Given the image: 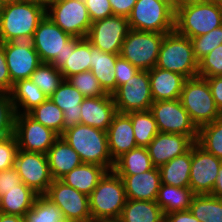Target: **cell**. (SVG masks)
<instances>
[{
  "label": "cell",
  "instance_id": "1",
  "mask_svg": "<svg viewBox=\"0 0 222 222\" xmlns=\"http://www.w3.org/2000/svg\"><path fill=\"white\" fill-rule=\"evenodd\" d=\"M45 15L46 9L36 4L17 0L0 3V42L31 41Z\"/></svg>",
  "mask_w": 222,
  "mask_h": 222
},
{
  "label": "cell",
  "instance_id": "2",
  "mask_svg": "<svg viewBox=\"0 0 222 222\" xmlns=\"http://www.w3.org/2000/svg\"><path fill=\"white\" fill-rule=\"evenodd\" d=\"M61 137L79 154L82 163L113 170L114 161L109 152L106 131L79 123L65 130Z\"/></svg>",
  "mask_w": 222,
  "mask_h": 222
},
{
  "label": "cell",
  "instance_id": "3",
  "mask_svg": "<svg viewBox=\"0 0 222 222\" xmlns=\"http://www.w3.org/2000/svg\"><path fill=\"white\" fill-rule=\"evenodd\" d=\"M126 200L123 180L113 170L107 171L89 195L92 222L120 218Z\"/></svg>",
  "mask_w": 222,
  "mask_h": 222
},
{
  "label": "cell",
  "instance_id": "4",
  "mask_svg": "<svg viewBox=\"0 0 222 222\" xmlns=\"http://www.w3.org/2000/svg\"><path fill=\"white\" fill-rule=\"evenodd\" d=\"M155 67L178 73L186 79L197 77L198 61L194 56L190 38L176 30L166 33Z\"/></svg>",
  "mask_w": 222,
  "mask_h": 222
},
{
  "label": "cell",
  "instance_id": "5",
  "mask_svg": "<svg viewBox=\"0 0 222 222\" xmlns=\"http://www.w3.org/2000/svg\"><path fill=\"white\" fill-rule=\"evenodd\" d=\"M179 100L197 128L222 117L208 81L203 77L187 78Z\"/></svg>",
  "mask_w": 222,
  "mask_h": 222
},
{
  "label": "cell",
  "instance_id": "6",
  "mask_svg": "<svg viewBox=\"0 0 222 222\" xmlns=\"http://www.w3.org/2000/svg\"><path fill=\"white\" fill-rule=\"evenodd\" d=\"M221 25L222 7L214 3L186 4L175 9V30L190 39Z\"/></svg>",
  "mask_w": 222,
  "mask_h": 222
},
{
  "label": "cell",
  "instance_id": "7",
  "mask_svg": "<svg viewBox=\"0 0 222 222\" xmlns=\"http://www.w3.org/2000/svg\"><path fill=\"white\" fill-rule=\"evenodd\" d=\"M128 22L133 30L169 33L175 30V10L164 1L137 0Z\"/></svg>",
  "mask_w": 222,
  "mask_h": 222
},
{
  "label": "cell",
  "instance_id": "8",
  "mask_svg": "<svg viewBox=\"0 0 222 222\" xmlns=\"http://www.w3.org/2000/svg\"><path fill=\"white\" fill-rule=\"evenodd\" d=\"M71 35L65 33L47 15L39 22L31 40L41 62L51 63L61 69L68 55V41Z\"/></svg>",
  "mask_w": 222,
  "mask_h": 222
},
{
  "label": "cell",
  "instance_id": "9",
  "mask_svg": "<svg viewBox=\"0 0 222 222\" xmlns=\"http://www.w3.org/2000/svg\"><path fill=\"white\" fill-rule=\"evenodd\" d=\"M165 34L130 29L119 56L140 70H151L157 64Z\"/></svg>",
  "mask_w": 222,
  "mask_h": 222
},
{
  "label": "cell",
  "instance_id": "10",
  "mask_svg": "<svg viewBox=\"0 0 222 222\" xmlns=\"http://www.w3.org/2000/svg\"><path fill=\"white\" fill-rule=\"evenodd\" d=\"M46 15L65 33L77 38H86L92 23L84 0H54Z\"/></svg>",
  "mask_w": 222,
  "mask_h": 222
},
{
  "label": "cell",
  "instance_id": "11",
  "mask_svg": "<svg viewBox=\"0 0 222 222\" xmlns=\"http://www.w3.org/2000/svg\"><path fill=\"white\" fill-rule=\"evenodd\" d=\"M149 111L155 118L158 132L182 134L197 141L198 128L179 99L154 101Z\"/></svg>",
  "mask_w": 222,
  "mask_h": 222
},
{
  "label": "cell",
  "instance_id": "12",
  "mask_svg": "<svg viewBox=\"0 0 222 222\" xmlns=\"http://www.w3.org/2000/svg\"><path fill=\"white\" fill-rule=\"evenodd\" d=\"M118 113L148 111L152 105L149 72L140 70L111 94Z\"/></svg>",
  "mask_w": 222,
  "mask_h": 222
},
{
  "label": "cell",
  "instance_id": "13",
  "mask_svg": "<svg viewBox=\"0 0 222 222\" xmlns=\"http://www.w3.org/2000/svg\"><path fill=\"white\" fill-rule=\"evenodd\" d=\"M45 196L62 211L67 222H92L89 196L61 180H53Z\"/></svg>",
  "mask_w": 222,
  "mask_h": 222
},
{
  "label": "cell",
  "instance_id": "14",
  "mask_svg": "<svg viewBox=\"0 0 222 222\" xmlns=\"http://www.w3.org/2000/svg\"><path fill=\"white\" fill-rule=\"evenodd\" d=\"M129 30L128 17L112 15L92 22L86 39L103 52L120 54Z\"/></svg>",
  "mask_w": 222,
  "mask_h": 222
},
{
  "label": "cell",
  "instance_id": "15",
  "mask_svg": "<svg viewBox=\"0 0 222 222\" xmlns=\"http://www.w3.org/2000/svg\"><path fill=\"white\" fill-rule=\"evenodd\" d=\"M14 135L20 150L46 154L59 137L52 129L37 122L29 114H16Z\"/></svg>",
  "mask_w": 222,
  "mask_h": 222
},
{
  "label": "cell",
  "instance_id": "16",
  "mask_svg": "<svg viewBox=\"0 0 222 222\" xmlns=\"http://www.w3.org/2000/svg\"><path fill=\"white\" fill-rule=\"evenodd\" d=\"M14 168L19 174L21 181L36 194L45 195L47 193L53 178L46 154L19 149Z\"/></svg>",
  "mask_w": 222,
  "mask_h": 222
},
{
  "label": "cell",
  "instance_id": "17",
  "mask_svg": "<svg viewBox=\"0 0 222 222\" xmlns=\"http://www.w3.org/2000/svg\"><path fill=\"white\" fill-rule=\"evenodd\" d=\"M222 160L205 151L196 142L191 146L189 187L194 194H211Z\"/></svg>",
  "mask_w": 222,
  "mask_h": 222
},
{
  "label": "cell",
  "instance_id": "18",
  "mask_svg": "<svg viewBox=\"0 0 222 222\" xmlns=\"http://www.w3.org/2000/svg\"><path fill=\"white\" fill-rule=\"evenodd\" d=\"M9 75L13 83L30 79L31 74L42 63L31 41L3 43Z\"/></svg>",
  "mask_w": 222,
  "mask_h": 222
},
{
  "label": "cell",
  "instance_id": "19",
  "mask_svg": "<svg viewBox=\"0 0 222 222\" xmlns=\"http://www.w3.org/2000/svg\"><path fill=\"white\" fill-rule=\"evenodd\" d=\"M195 142L182 134L158 133L146 147L154 167H161L187 152Z\"/></svg>",
  "mask_w": 222,
  "mask_h": 222
},
{
  "label": "cell",
  "instance_id": "20",
  "mask_svg": "<svg viewBox=\"0 0 222 222\" xmlns=\"http://www.w3.org/2000/svg\"><path fill=\"white\" fill-rule=\"evenodd\" d=\"M117 109L111 94L85 97L81 103V124L107 131Z\"/></svg>",
  "mask_w": 222,
  "mask_h": 222
},
{
  "label": "cell",
  "instance_id": "21",
  "mask_svg": "<svg viewBox=\"0 0 222 222\" xmlns=\"http://www.w3.org/2000/svg\"><path fill=\"white\" fill-rule=\"evenodd\" d=\"M119 176L123 180L127 199L156 201L161 185L157 167L135 175Z\"/></svg>",
  "mask_w": 222,
  "mask_h": 222
},
{
  "label": "cell",
  "instance_id": "22",
  "mask_svg": "<svg viewBox=\"0 0 222 222\" xmlns=\"http://www.w3.org/2000/svg\"><path fill=\"white\" fill-rule=\"evenodd\" d=\"M106 132L113 161L137 147L132 121L127 114L117 113Z\"/></svg>",
  "mask_w": 222,
  "mask_h": 222
},
{
  "label": "cell",
  "instance_id": "23",
  "mask_svg": "<svg viewBox=\"0 0 222 222\" xmlns=\"http://www.w3.org/2000/svg\"><path fill=\"white\" fill-rule=\"evenodd\" d=\"M49 99L63 111L64 131L80 123L85 97L68 80L64 79Z\"/></svg>",
  "mask_w": 222,
  "mask_h": 222
},
{
  "label": "cell",
  "instance_id": "24",
  "mask_svg": "<svg viewBox=\"0 0 222 222\" xmlns=\"http://www.w3.org/2000/svg\"><path fill=\"white\" fill-rule=\"evenodd\" d=\"M153 101L176 100L180 98L186 78L169 70L154 67L148 70Z\"/></svg>",
  "mask_w": 222,
  "mask_h": 222
},
{
  "label": "cell",
  "instance_id": "25",
  "mask_svg": "<svg viewBox=\"0 0 222 222\" xmlns=\"http://www.w3.org/2000/svg\"><path fill=\"white\" fill-rule=\"evenodd\" d=\"M46 156L53 180H60L82 164L79 154L61 136L55 140Z\"/></svg>",
  "mask_w": 222,
  "mask_h": 222
},
{
  "label": "cell",
  "instance_id": "26",
  "mask_svg": "<svg viewBox=\"0 0 222 222\" xmlns=\"http://www.w3.org/2000/svg\"><path fill=\"white\" fill-rule=\"evenodd\" d=\"M92 49L86 38L72 37L68 41V55L66 62L60 69L64 79L91 70Z\"/></svg>",
  "mask_w": 222,
  "mask_h": 222
},
{
  "label": "cell",
  "instance_id": "27",
  "mask_svg": "<svg viewBox=\"0 0 222 222\" xmlns=\"http://www.w3.org/2000/svg\"><path fill=\"white\" fill-rule=\"evenodd\" d=\"M92 59L91 72L99 81L101 87L107 94H112L117 88L115 78V65L119 54H111L101 51L91 44Z\"/></svg>",
  "mask_w": 222,
  "mask_h": 222
},
{
  "label": "cell",
  "instance_id": "28",
  "mask_svg": "<svg viewBox=\"0 0 222 222\" xmlns=\"http://www.w3.org/2000/svg\"><path fill=\"white\" fill-rule=\"evenodd\" d=\"M10 96L16 114H28L48 99V96L30 79H21L15 82Z\"/></svg>",
  "mask_w": 222,
  "mask_h": 222
},
{
  "label": "cell",
  "instance_id": "29",
  "mask_svg": "<svg viewBox=\"0 0 222 222\" xmlns=\"http://www.w3.org/2000/svg\"><path fill=\"white\" fill-rule=\"evenodd\" d=\"M106 172L107 170L102 166L82 163L64 175L60 180L66 185L89 196Z\"/></svg>",
  "mask_w": 222,
  "mask_h": 222
},
{
  "label": "cell",
  "instance_id": "30",
  "mask_svg": "<svg viewBox=\"0 0 222 222\" xmlns=\"http://www.w3.org/2000/svg\"><path fill=\"white\" fill-rule=\"evenodd\" d=\"M194 195L190 187H175L161 183L156 203L165 216L173 212L189 210Z\"/></svg>",
  "mask_w": 222,
  "mask_h": 222
},
{
  "label": "cell",
  "instance_id": "31",
  "mask_svg": "<svg viewBox=\"0 0 222 222\" xmlns=\"http://www.w3.org/2000/svg\"><path fill=\"white\" fill-rule=\"evenodd\" d=\"M161 183L175 187H189L191 148L158 168Z\"/></svg>",
  "mask_w": 222,
  "mask_h": 222
},
{
  "label": "cell",
  "instance_id": "32",
  "mask_svg": "<svg viewBox=\"0 0 222 222\" xmlns=\"http://www.w3.org/2000/svg\"><path fill=\"white\" fill-rule=\"evenodd\" d=\"M38 194L23 182L19 185V189H11L0 196V212L24 216L31 209Z\"/></svg>",
  "mask_w": 222,
  "mask_h": 222
},
{
  "label": "cell",
  "instance_id": "33",
  "mask_svg": "<svg viewBox=\"0 0 222 222\" xmlns=\"http://www.w3.org/2000/svg\"><path fill=\"white\" fill-rule=\"evenodd\" d=\"M120 219L123 222H164L165 216L156 201L127 199Z\"/></svg>",
  "mask_w": 222,
  "mask_h": 222
},
{
  "label": "cell",
  "instance_id": "34",
  "mask_svg": "<svg viewBox=\"0 0 222 222\" xmlns=\"http://www.w3.org/2000/svg\"><path fill=\"white\" fill-rule=\"evenodd\" d=\"M154 168L146 147H136L114 161L117 175H135Z\"/></svg>",
  "mask_w": 222,
  "mask_h": 222
},
{
  "label": "cell",
  "instance_id": "35",
  "mask_svg": "<svg viewBox=\"0 0 222 222\" xmlns=\"http://www.w3.org/2000/svg\"><path fill=\"white\" fill-rule=\"evenodd\" d=\"M189 211L200 222H222V198L211 194H195Z\"/></svg>",
  "mask_w": 222,
  "mask_h": 222
},
{
  "label": "cell",
  "instance_id": "36",
  "mask_svg": "<svg viewBox=\"0 0 222 222\" xmlns=\"http://www.w3.org/2000/svg\"><path fill=\"white\" fill-rule=\"evenodd\" d=\"M137 147H147L159 133L155 118L148 111L129 112Z\"/></svg>",
  "mask_w": 222,
  "mask_h": 222
},
{
  "label": "cell",
  "instance_id": "37",
  "mask_svg": "<svg viewBox=\"0 0 222 222\" xmlns=\"http://www.w3.org/2000/svg\"><path fill=\"white\" fill-rule=\"evenodd\" d=\"M23 218L24 222H67L62 211L45 195H38Z\"/></svg>",
  "mask_w": 222,
  "mask_h": 222
},
{
  "label": "cell",
  "instance_id": "38",
  "mask_svg": "<svg viewBox=\"0 0 222 222\" xmlns=\"http://www.w3.org/2000/svg\"><path fill=\"white\" fill-rule=\"evenodd\" d=\"M37 122L61 136L64 133L63 111L49 98L28 113Z\"/></svg>",
  "mask_w": 222,
  "mask_h": 222
},
{
  "label": "cell",
  "instance_id": "39",
  "mask_svg": "<svg viewBox=\"0 0 222 222\" xmlns=\"http://www.w3.org/2000/svg\"><path fill=\"white\" fill-rule=\"evenodd\" d=\"M196 143L222 160V117L198 128Z\"/></svg>",
  "mask_w": 222,
  "mask_h": 222
},
{
  "label": "cell",
  "instance_id": "40",
  "mask_svg": "<svg viewBox=\"0 0 222 222\" xmlns=\"http://www.w3.org/2000/svg\"><path fill=\"white\" fill-rule=\"evenodd\" d=\"M30 80L49 98L64 81V77L51 63L42 62L31 74Z\"/></svg>",
  "mask_w": 222,
  "mask_h": 222
},
{
  "label": "cell",
  "instance_id": "41",
  "mask_svg": "<svg viewBox=\"0 0 222 222\" xmlns=\"http://www.w3.org/2000/svg\"><path fill=\"white\" fill-rule=\"evenodd\" d=\"M67 80L73 87L77 88L84 97H99L107 95L91 71H83L72 75Z\"/></svg>",
  "mask_w": 222,
  "mask_h": 222
},
{
  "label": "cell",
  "instance_id": "42",
  "mask_svg": "<svg viewBox=\"0 0 222 222\" xmlns=\"http://www.w3.org/2000/svg\"><path fill=\"white\" fill-rule=\"evenodd\" d=\"M190 40L194 56L199 62L213 49L222 44V25L206 34L191 38Z\"/></svg>",
  "mask_w": 222,
  "mask_h": 222
},
{
  "label": "cell",
  "instance_id": "43",
  "mask_svg": "<svg viewBox=\"0 0 222 222\" xmlns=\"http://www.w3.org/2000/svg\"><path fill=\"white\" fill-rule=\"evenodd\" d=\"M15 115L10 93L0 91V139L14 134Z\"/></svg>",
  "mask_w": 222,
  "mask_h": 222
},
{
  "label": "cell",
  "instance_id": "44",
  "mask_svg": "<svg viewBox=\"0 0 222 222\" xmlns=\"http://www.w3.org/2000/svg\"><path fill=\"white\" fill-rule=\"evenodd\" d=\"M198 76L203 78L222 76V44L198 62Z\"/></svg>",
  "mask_w": 222,
  "mask_h": 222
},
{
  "label": "cell",
  "instance_id": "45",
  "mask_svg": "<svg viewBox=\"0 0 222 222\" xmlns=\"http://www.w3.org/2000/svg\"><path fill=\"white\" fill-rule=\"evenodd\" d=\"M18 150L14 134L0 139V171L14 168Z\"/></svg>",
  "mask_w": 222,
  "mask_h": 222
},
{
  "label": "cell",
  "instance_id": "46",
  "mask_svg": "<svg viewBox=\"0 0 222 222\" xmlns=\"http://www.w3.org/2000/svg\"><path fill=\"white\" fill-rule=\"evenodd\" d=\"M91 22L112 16L111 3L109 0H84Z\"/></svg>",
  "mask_w": 222,
  "mask_h": 222
},
{
  "label": "cell",
  "instance_id": "47",
  "mask_svg": "<svg viewBox=\"0 0 222 222\" xmlns=\"http://www.w3.org/2000/svg\"><path fill=\"white\" fill-rule=\"evenodd\" d=\"M139 71V68L133 66L128 60H125L119 56L115 65L117 87L124 85L128 80L130 81L131 78Z\"/></svg>",
  "mask_w": 222,
  "mask_h": 222
},
{
  "label": "cell",
  "instance_id": "48",
  "mask_svg": "<svg viewBox=\"0 0 222 222\" xmlns=\"http://www.w3.org/2000/svg\"><path fill=\"white\" fill-rule=\"evenodd\" d=\"M21 183V178L15 168L0 171V196L8 190L19 189Z\"/></svg>",
  "mask_w": 222,
  "mask_h": 222
},
{
  "label": "cell",
  "instance_id": "49",
  "mask_svg": "<svg viewBox=\"0 0 222 222\" xmlns=\"http://www.w3.org/2000/svg\"><path fill=\"white\" fill-rule=\"evenodd\" d=\"M5 58L3 43L0 42V91L10 93L13 87Z\"/></svg>",
  "mask_w": 222,
  "mask_h": 222
},
{
  "label": "cell",
  "instance_id": "50",
  "mask_svg": "<svg viewBox=\"0 0 222 222\" xmlns=\"http://www.w3.org/2000/svg\"><path fill=\"white\" fill-rule=\"evenodd\" d=\"M208 81L217 108L222 113V76L205 78Z\"/></svg>",
  "mask_w": 222,
  "mask_h": 222
},
{
  "label": "cell",
  "instance_id": "51",
  "mask_svg": "<svg viewBox=\"0 0 222 222\" xmlns=\"http://www.w3.org/2000/svg\"><path fill=\"white\" fill-rule=\"evenodd\" d=\"M137 0H109L113 15L128 17Z\"/></svg>",
  "mask_w": 222,
  "mask_h": 222
},
{
  "label": "cell",
  "instance_id": "52",
  "mask_svg": "<svg viewBox=\"0 0 222 222\" xmlns=\"http://www.w3.org/2000/svg\"><path fill=\"white\" fill-rule=\"evenodd\" d=\"M165 222H200L189 210L165 215Z\"/></svg>",
  "mask_w": 222,
  "mask_h": 222
},
{
  "label": "cell",
  "instance_id": "53",
  "mask_svg": "<svg viewBox=\"0 0 222 222\" xmlns=\"http://www.w3.org/2000/svg\"><path fill=\"white\" fill-rule=\"evenodd\" d=\"M211 195L222 198V164L218 171V176L215 181Z\"/></svg>",
  "mask_w": 222,
  "mask_h": 222
},
{
  "label": "cell",
  "instance_id": "54",
  "mask_svg": "<svg viewBox=\"0 0 222 222\" xmlns=\"http://www.w3.org/2000/svg\"><path fill=\"white\" fill-rule=\"evenodd\" d=\"M0 222H24L23 216L5 214L0 212Z\"/></svg>",
  "mask_w": 222,
  "mask_h": 222
},
{
  "label": "cell",
  "instance_id": "55",
  "mask_svg": "<svg viewBox=\"0 0 222 222\" xmlns=\"http://www.w3.org/2000/svg\"><path fill=\"white\" fill-rule=\"evenodd\" d=\"M17 1L36 4L43 7L44 9H47L54 0H17Z\"/></svg>",
  "mask_w": 222,
  "mask_h": 222
},
{
  "label": "cell",
  "instance_id": "56",
  "mask_svg": "<svg viewBox=\"0 0 222 222\" xmlns=\"http://www.w3.org/2000/svg\"><path fill=\"white\" fill-rule=\"evenodd\" d=\"M208 0H175V9L186 4L204 3Z\"/></svg>",
  "mask_w": 222,
  "mask_h": 222
},
{
  "label": "cell",
  "instance_id": "57",
  "mask_svg": "<svg viewBox=\"0 0 222 222\" xmlns=\"http://www.w3.org/2000/svg\"><path fill=\"white\" fill-rule=\"evenodd\" d=\"M96 222H123L120 218L100 219Z\"/></svg>",
  "mask_w": 222,
  "mask_h": 222
},
{
  "label": "cell",
  "instance_id": "58",
  "mask_svg": "<svg viewBox=\"0 0 222 222\" xmlns=\"http://www.w3.org/2000/svg\"><path fill=\"white\" fill-rule=\"evenodd\" d=\"M167 2L175 10V0H160Z\"/></svg>",
  "mask_w": 222,
  "mask_h": 222
},
{
  "label": "cell",
  "instance_id": "59",
  "mask_svg": "<svg viewBox=\"0 0 222 222\" xmlns=\"http://www.w3.org/2000/svg\"><path fill=\"white\" fill-rule=\"evenodd\" d=\"M208 2L214 3V4L222 7V0H208Z\"/></svg>",
  "mask_w": 222,
  "mask_h": 222
},
{
  "label": "cell",
  "instance_id": "60",
  "mask_svg": "<svg viewBox=\"0 0 222 222\" xmlns=\"http://www.w3.org/2000/svg\"><path fill=\"white\" fill-rule=\"evenodd\" d=\"M6 1H11V0H0V3L6 2Z\"/></svg>",
  "mask_w": 222,
  "mask_h": 222
}]
</instances>
